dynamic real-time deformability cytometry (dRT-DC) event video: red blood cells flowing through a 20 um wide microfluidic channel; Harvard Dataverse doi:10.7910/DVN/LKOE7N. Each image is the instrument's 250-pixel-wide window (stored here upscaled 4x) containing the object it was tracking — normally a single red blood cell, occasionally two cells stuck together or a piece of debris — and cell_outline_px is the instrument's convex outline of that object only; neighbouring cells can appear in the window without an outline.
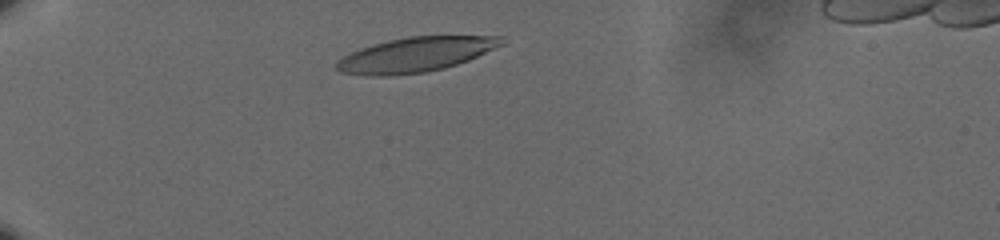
{"species": "human", "species_latin": "Homo sapiens", "temperature_condition": "cold", "stored_images_in_passage": 37, "camera_frame_rate_fps": 3000, "um_per_image_px": 0.085, "donor": {"sex": "male"}, "frame": {"image": 1, "passage_image": 2, "time_ms": 0.333, "image_size_px": [1000, 240], "cell_outline_px": [[504, 44], [468, 60], [444, 68], [424, 72], [392, 76], [364, 76], [340, 72], [336, 68], [336, 60], [360, 48], [372, 44], [388, 40], [408, 36], [504, 36]], "centroid_in_image_um": [35.29, 4.65], "position_along_channel_um": 49.7, "area_um2": 33.41}}
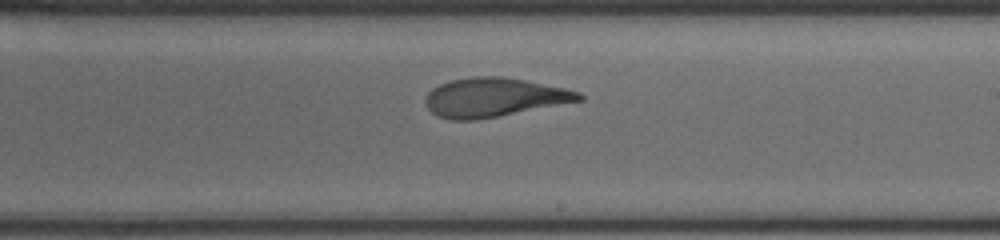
{"frame": {"image": 2, "passage_image": 22, "time_ms": 7.0, "image_size_px": [1000, 240], "cell_outline_px": [[584, 100], [476, 120], [448, 120], [436, 116], [428, 108], [424, 100], [428, 92], [432, 88], [448, 80], [472, 76], [504, 76], [564, 88], [580, 92], [584, 96]], "centroid_in_image_um": [41.95, 8.27], "position_along_channel_um": 247.0, "area_um2": 34.97}}
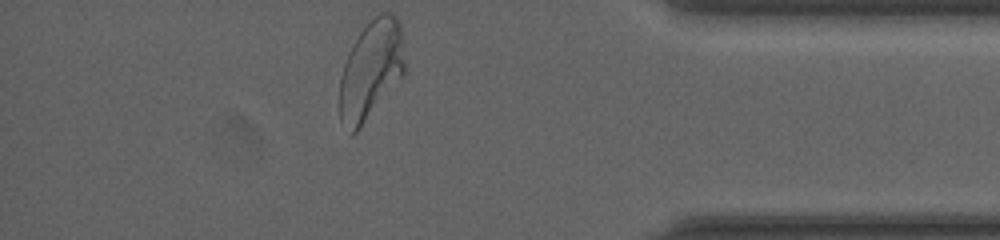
{"frame": {"image": 3, "passage_image": 37, "time_ms": 12.0, "image_size_px": [1000, 240], "cell_outline_px": [[408, 68], [404, 76], [356, 132], [352, 136], [340, 120], [340, 80], [344, 64], [348, 52], [352, 44], [360, 32], [372, 16], [380, 12], [392, 12], [400, 20], [404, 40]], "centroid_in_image_um": [31.6, 5.88], "position_along_channel_um": 403.6, "area_um2": 38.49}, "authors_computed_cell_mechanics": {"area_um2": 34.969, "velocity_mm_per_s": 3.5755, "shape_relaxation_time_tau1_ms": 5.3853, "shape_relaxation_time_tau2_ms": 1.1998, "deformation_change_tau1": 0.2284, "deformation_change_tau2": 0.0906}}